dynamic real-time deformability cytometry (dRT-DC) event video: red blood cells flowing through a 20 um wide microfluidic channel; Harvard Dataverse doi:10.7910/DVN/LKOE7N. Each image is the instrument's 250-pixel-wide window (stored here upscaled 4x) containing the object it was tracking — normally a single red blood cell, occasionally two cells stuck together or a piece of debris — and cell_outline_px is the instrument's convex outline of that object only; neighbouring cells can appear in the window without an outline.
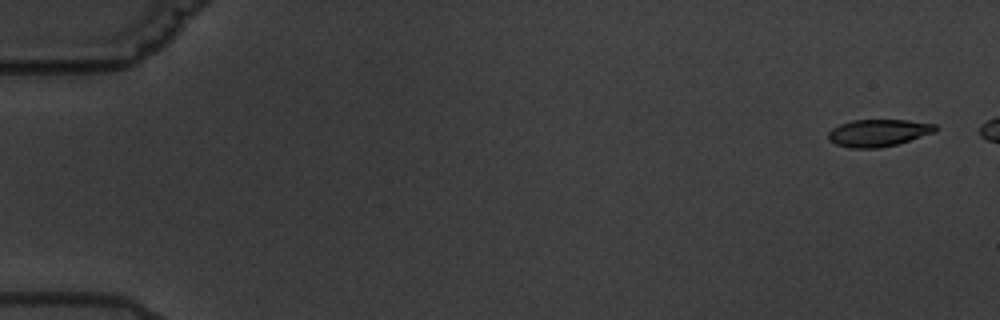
{"species": "common noctule bat (a hibernating species)", "species_latin": "Nyctalus noctula", "temperature_condition": "warm", "stored_images_in_passage": 8, "camera_frame_rate_fps": 3000, "um_per_image_px": 0.085, "animal": {"sex": "male", "body_mass_g": 19.5, "forearm_length_mm": 54.6}, "frame": {"image": 1, "passage_image": 1, "time_ms": 0.0, "image_size_px": [1000, 320], "cell_outline_px": [[940, 128], [936, 132], [896, 144], [880, 148], [848, 148], [836, 144], [828, 140], [828, 132], [832, 128], [840, 124], [852, 120], [908, 120], [936, 124]], "centroid_in_image_um": [74.67, 11.29], "position_along_channel_um": 10.3, "area_um2": 17.11}}